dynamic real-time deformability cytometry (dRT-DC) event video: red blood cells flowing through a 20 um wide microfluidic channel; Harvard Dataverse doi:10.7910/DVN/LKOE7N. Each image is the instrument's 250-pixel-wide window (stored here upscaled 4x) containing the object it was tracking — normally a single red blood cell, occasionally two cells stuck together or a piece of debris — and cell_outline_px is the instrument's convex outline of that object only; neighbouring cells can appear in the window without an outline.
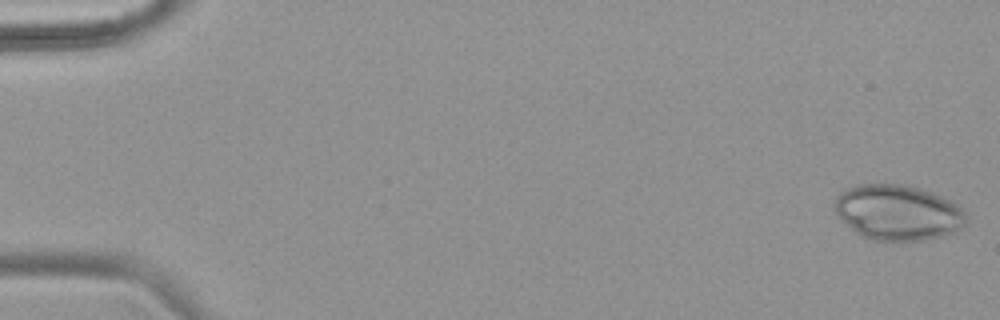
{"species": "common noctule bat (a hibernating species)", "species_latin": "Nyctalus noctula", "temperature_condition": "warm", "stored_images_in_passage": 53, "camera_frame_rate_fps": 3000, "um_per_image_px": 0.085, "animal": {"sex": "female", "body_mass_g": 18.4}, "frame": {"image": 1, "passage_image": 1, "time_ms": 0.0, "image_size_px": [1000, 320], "cell_outline_px": [[968, 224], [956, 232], [944, 236], [924, 240], [872, 240], [856, 232], [840, 220], [832, 204], [836, 196], [840, 192], [856, 184], [908, 184], [932, 192], [956, 204], [968, 216]], "centroid_in_image_um": [76.32, 18.06], "position_along_channel_um": 8.7, "area_um2": 42.89}}
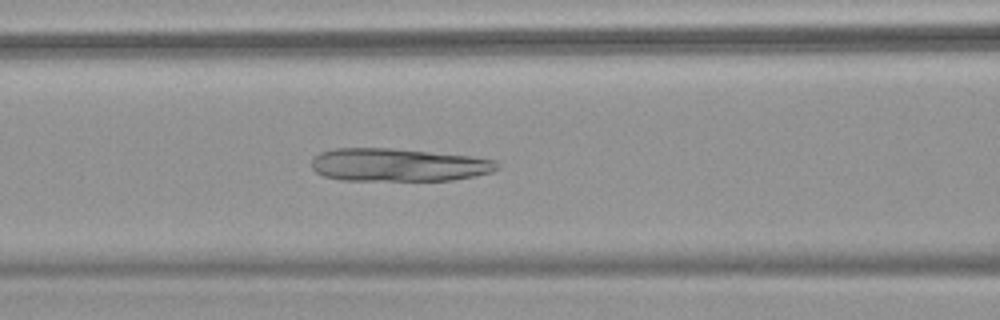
{"frame": {"image": 2, "passage_image": 23, "time_ms": 7.333, "image_size_px": [1000, 320], "cell_outline_px": [[500, 168], [492, 172], [476, 176], [452, 180], [340, 180], [324, 176], [316, 172], [312, 168], [312, 160], [320, 152], [336, 148], [392, 148], [472, 156], [496, 160], [500, 164]], "centroid_in_image_um": [33.9, 14.01], "position_along_channel_um": 132.7, "area_um2": 35.84}}
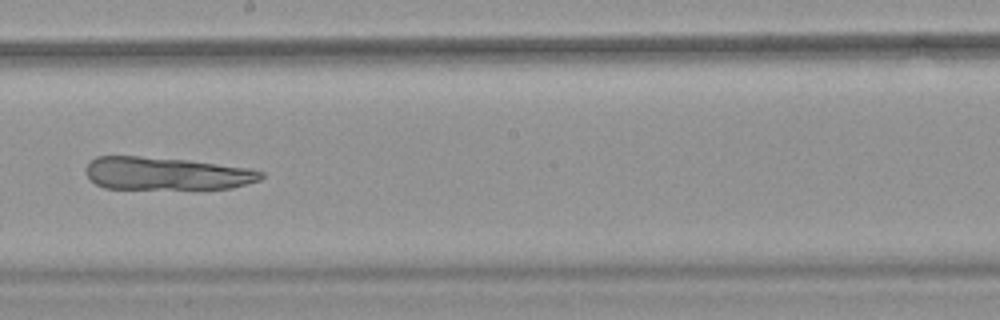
{"frame": {"image": 3, "passage_image": 31, "time_ms": 10.0, "image_size_px": [1000, 320], "cell_outline_px": [[264, 176], [260, 180], [232, 188], [104, 188], [88, 180], [84, 172], [84, 168], [96, 156], [140, 156], [188, 160], [248, 168], [264, 172]], "centroid_in_image_um": [14.09, 14.74], "position_along_channel_um": 234.1, "area_um2": 33.41}}